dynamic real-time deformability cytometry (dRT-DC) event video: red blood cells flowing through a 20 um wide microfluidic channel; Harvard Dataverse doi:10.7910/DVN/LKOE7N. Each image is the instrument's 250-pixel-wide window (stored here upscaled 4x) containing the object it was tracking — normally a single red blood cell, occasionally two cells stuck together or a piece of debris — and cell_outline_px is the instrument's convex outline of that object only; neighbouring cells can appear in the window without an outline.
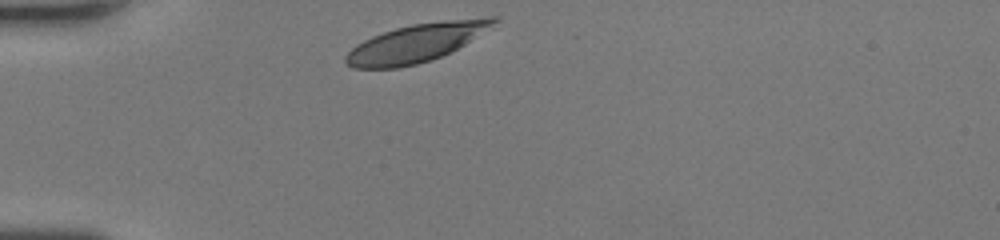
{"species": "human", "species_latin": "Homo sapiens", "temperature_condition": "room temperature", "stored_images_in_passage": 27, "camera_frame_rate_fps": 3000, "um_per_image_px": 0.085, "donor": {"sex": "female"}, "frame": {"image": 1, "passage_image": 1, "time_ms": 0.0, "image_size_px": [1000, 240], "cell_outline_px": [[500, 20], [464, 44], [432, 60], [400, 68], [352, 68], [344, 60], [344, 56], [356, 44], [372, 36], [396, 28], [412, 24], [444, 20], [492, 16], [500, 16]], "centroid_in_image_um": [35.36, 3.64], "position_along_channel_um": 49.6, "area_um2": 32.66}}
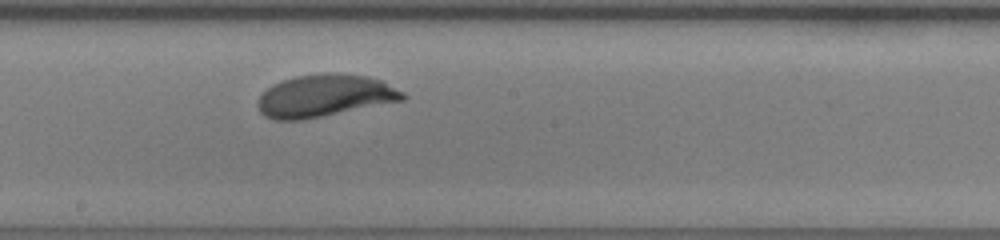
{"frame": {"image": 2, "passage_image": 15, "time_ms": 4.667, "image_size_px": [1000, 240], "cell_outline_px": [[408, 96], [404, 100], [304, 120], [272, 120], [264, 116], [260, 112], [256, 104], [260, 96], [272, 84], [280, 80], [296, 76], [332, 72], [368, 76], [380, 80], [404, 92]], "centroid_in_image_um": [27.58, 8.14], "position_along_channel_um": 220.6, "area_um2": 35.95}}
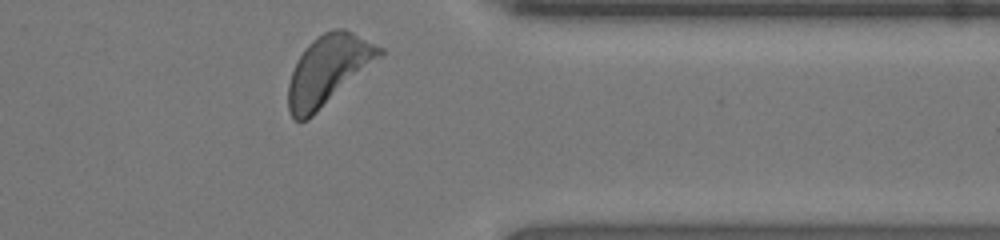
{"frame": {"image": 3, "passage_image": 27, "time_ms": 8.667, "image_size_px": [1000, 240], "cell_outline_px": [[384, 52], [380, 56], [308, 120], [296, 120], [288, 112], [288, 84], [296, 60], [304, 48], [312, 40], [324, 32], [332, 28], [344, 28], [384, 48]], "centroid_in_image_um": [27.85, 5.93], "position_along_channel_um": 383.5, "area_um2": 36.36}, "authors_computed_cell_mechanics": {"area_um2": 35.2002, "velocity_mm_per_s": 4.2136, "shape_relaxation_time_tau1_ms": 2.8902, "shape_relaxation_time_tau2_ms": null, "deformation_change_tau1": 0.1717, "deformation_change_tau2": null}}